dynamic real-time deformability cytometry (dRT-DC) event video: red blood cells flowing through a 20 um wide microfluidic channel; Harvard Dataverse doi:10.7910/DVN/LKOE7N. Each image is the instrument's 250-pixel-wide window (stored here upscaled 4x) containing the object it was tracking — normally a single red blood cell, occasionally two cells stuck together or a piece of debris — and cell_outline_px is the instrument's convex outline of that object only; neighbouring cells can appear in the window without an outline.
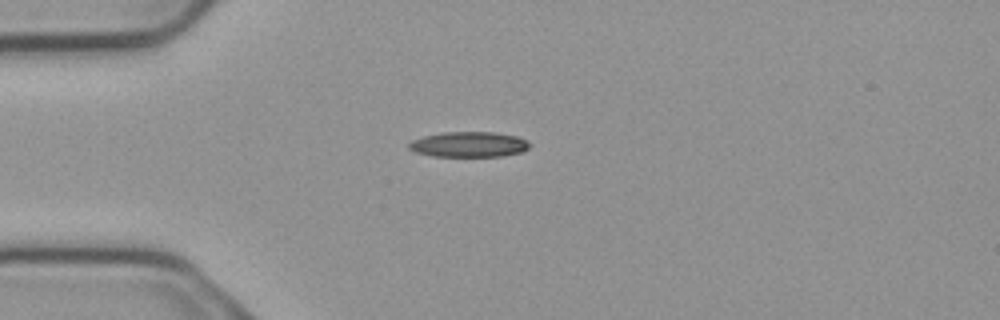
{"species": "common noctule bat (a hibernating species)", "species_latin": "Nyctalus noctula", "temperature_condition": "cold", "stored_images_in_passage": 5, "camera_frame_rate_fps": 3000, "um_per_image_px": 0.085, "animal": {"sex": "male", "body_mass_g": 23.1, "forearm_length_mm": 52.7}, "frame": {"image": 1, "passage_image": 2, "time_ms": 0.333, "image_size_px": [1000, 320], "cell_outline_px": [[532, 144], [528, 148], [520, 152], [504, 156], [432, 156], [416, 152], [408, 148], [408, 144], [412, 140], [424, 136], [444, 132], [492, 132], [516, 136], [528, 140]], "centroid_in_image_um": [39.87, 12.27], "position_along_channel_um": 45.1, "area_um2": 17.8}}
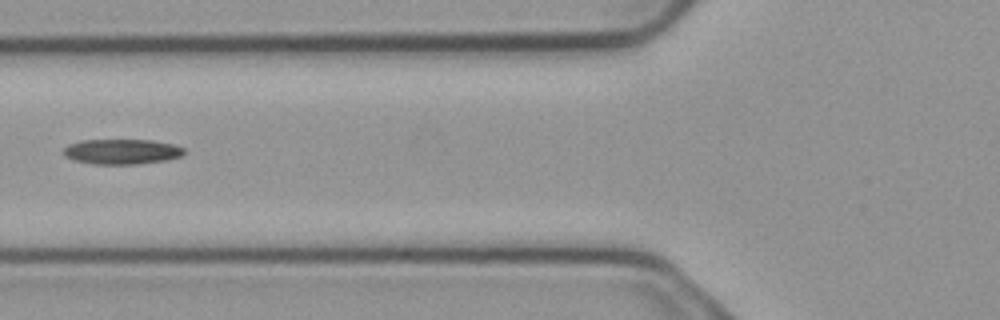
{"frame": {"image": 2, "passage_image": 4, "time_ms": 1.0, "image_size_px": [1000, 320], "cell_outline_px": [[184, 152], [180, 156], [168, 160], [136, 164], [92, 164], [76, 160], [64, 156], [64, 148], [68, 144], [80, 140], [152, 140], [172, 144], [184, 148]], "centroid_in_image_um": [10.34, 12.88], "position_along_channel_um": 115.5, "area_um2": 17.63}}
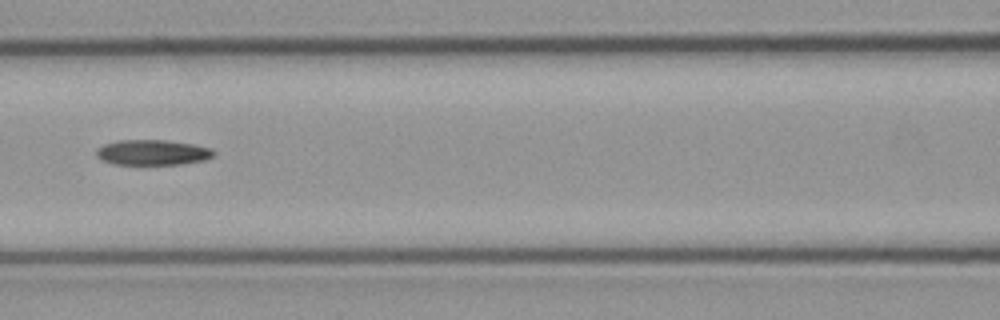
{"frame": {"image": 3, "passage_image": 5, "time_ms": 1.333, "image_size_px": [1000, 320], "cell_outline_px": [[212, 156], [204, 160], [180, 164], [116, 164], [104, 160], [96, 156], [96, 148], [104, 144], [120, 140], [164, 140], [192, 144], [212, 148]], "centroid_in_image_um": [12.93, 12.95], "position_along_channel_um": 153.7, "area_um2": 17.05}}